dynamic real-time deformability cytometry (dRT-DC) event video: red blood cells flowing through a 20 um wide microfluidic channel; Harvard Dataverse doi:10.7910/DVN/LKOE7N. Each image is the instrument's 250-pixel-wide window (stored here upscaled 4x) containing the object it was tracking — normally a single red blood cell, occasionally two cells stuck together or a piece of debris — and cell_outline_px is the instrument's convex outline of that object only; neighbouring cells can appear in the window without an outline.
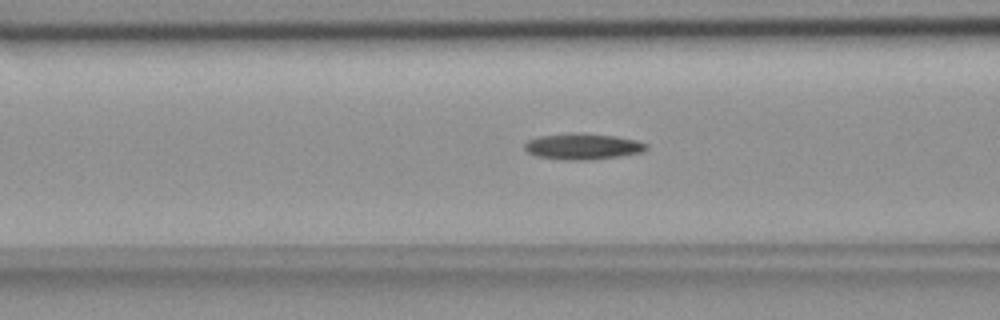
{"species": "common noctule bat (a hibernating species)", "species_latin": "Nyctalus noctula", "temperature_condition": "room temperature", "stored_images_in_passage": 54, "camera_frame_rate_fps": 3000, "um_per_image_px": 0.085, "animal": {"sex": "female", "body_mass_g": 18.4}, "frame": {"image": 1, "passage_image": 21, "time_ms": 6.667, "image_size_px": [1000, 320], "cell_outline_px": [[648, 148], [644, 152], [620, 156], [588, 160], [564, 160], [536, 156], [528, 152], [524, 148], [524, 144], [528, 140], [540, 136], [572, 132], [616, 136], [636, 140], [648, 144]], "centroid_in_image_um": [49.55, 12.45], "position_along_channel_um": 117.1, "area_um2": 18.61}}
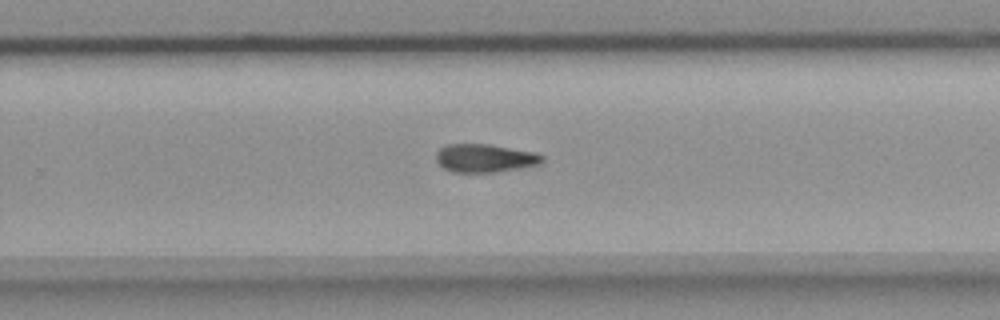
{"frame": {"image": 2, "passage_image": 35, "time_ms": 11.333, "image_size_px": [1000, 320], "cell_outline_px": [[544, 160], [540, 164], [492, 172], [452, 172], [444, 168], [436, 160], [436, 152], [440, 148], [448, 144], [488, 144], [540, 152], [544, 156]], "centroid_in_image_um": [41.25, 13.42], "position_along_channel_um": 288.6, "area_um2": 17.51}}
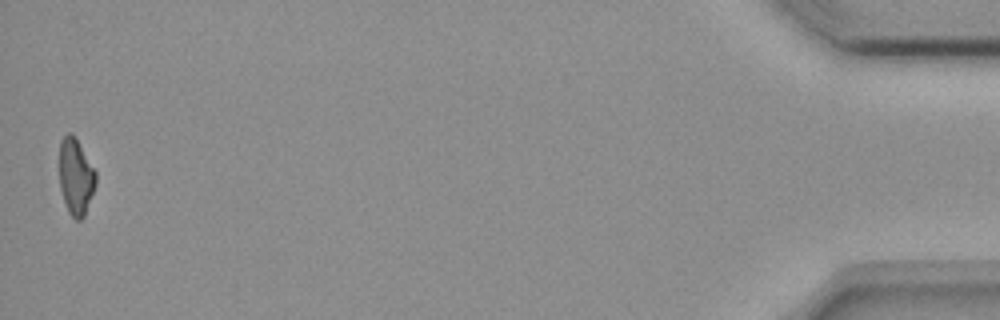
{"frame": {"image": 3, "passage_image": 54, "time_ms": 17.667, "image_size_px": [1000, 320], "cell_outline_px": [[96, 184], [84, 216], [80, 220], [76, 220], [68, 212], [60, 188], [60, 140], [68, 132], [72, 132], [96, 172]], "centroid_in_image_um": [6.44, 15.02], "position_along_channel_um": 428.8, "area_um2": 16.01}}